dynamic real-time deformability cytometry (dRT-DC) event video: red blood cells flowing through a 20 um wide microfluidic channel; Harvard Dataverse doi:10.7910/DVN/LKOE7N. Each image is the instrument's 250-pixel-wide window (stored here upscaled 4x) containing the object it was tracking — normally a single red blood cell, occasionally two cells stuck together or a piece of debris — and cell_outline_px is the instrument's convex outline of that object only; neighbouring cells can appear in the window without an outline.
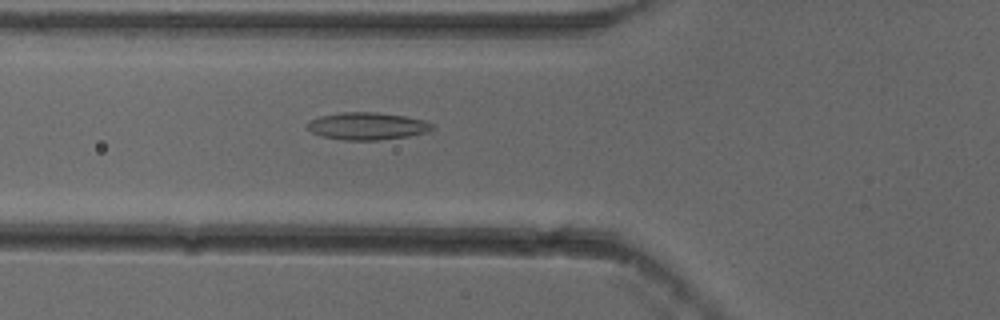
{"species": "common noctule bat (a hibernating species)", "species_latin": "Nyctalus noctula", "temperature_condition": "cold", "stored_images_in_passage": 54, "camera_frame_rate_fps": 3000, "um_per_image_px": 0.085, "animal": {"sex": "female"}, "frame": {"image": 1, "passage_image": 20, "time_ms": 6.333, "image_size_px": [1000, 320], "cell_outline_px": [[436, 128], [428, 132], [408, 136], [380, 140], [344, 140], [320, 136], [312, 132], [308, 128], [308, 120], [320, 116], [344, 112], [376, 112], [404, 116], [424, 120], [432, 124]], "centroid_in_image_um": [31.23, 10.72], "position_along_channel_um": 94.6, "area_um2": 19.94}}
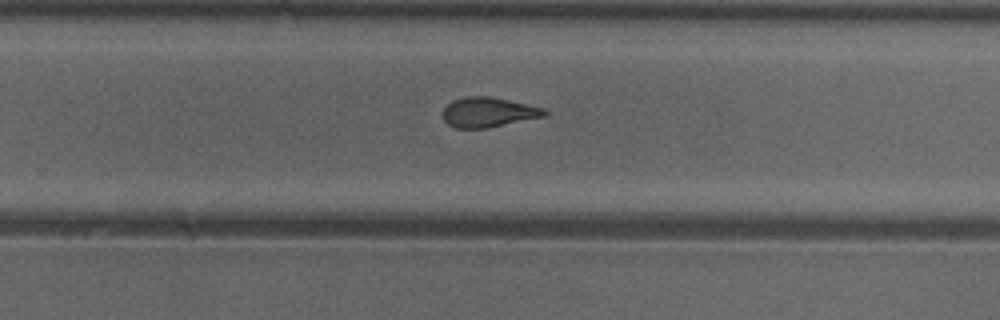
{"frame": {"image": 2, "passage_image": 35, "time_ms": 11.333, "image_size_px": [1000, 320], "cell_outline_px": [[548, 112], [544, 116], [488, 128], [456, 128], [448, 124], [440, 116], [440, 112], [452, 100], [464, 96], [488, 96], [508, 100], [544, 108]], "centroid_in_image_um": [41.44, 9.54], "position_along_channel_um": 288.4, "area_um2": 17.74}}
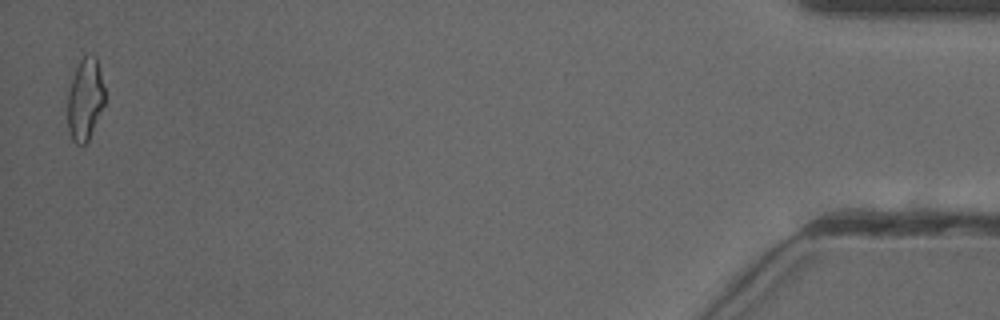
{"frame": {"image": 3, "passage_image": 53, "time_ms": 17.333, "image_size_px": [1000, 320], "cell_outline_px": [[104, 104], [88, 140], [84, 144], [76, 144], [72, 140], [68, 128], [68, 88], [76, 68], [80, 60], [88, 52], [92, 52], [96, 56], [104, 88]], "centroid_in_image_um": [7.22, 8.4], "position_along_channel_um": 428.0, "area_um2": 17.69}, "authors_computed_cell_mechanics": {"area_um2": 18.6694, "velocity_mm_per_s": 3.865, "shape_relaxation_time_tau1_ms": null, "shape_relaxation_time_tau2_ms": 2.2847, "deformation_change_tau1": null, "deformation_change_tau2": 0.1005}}